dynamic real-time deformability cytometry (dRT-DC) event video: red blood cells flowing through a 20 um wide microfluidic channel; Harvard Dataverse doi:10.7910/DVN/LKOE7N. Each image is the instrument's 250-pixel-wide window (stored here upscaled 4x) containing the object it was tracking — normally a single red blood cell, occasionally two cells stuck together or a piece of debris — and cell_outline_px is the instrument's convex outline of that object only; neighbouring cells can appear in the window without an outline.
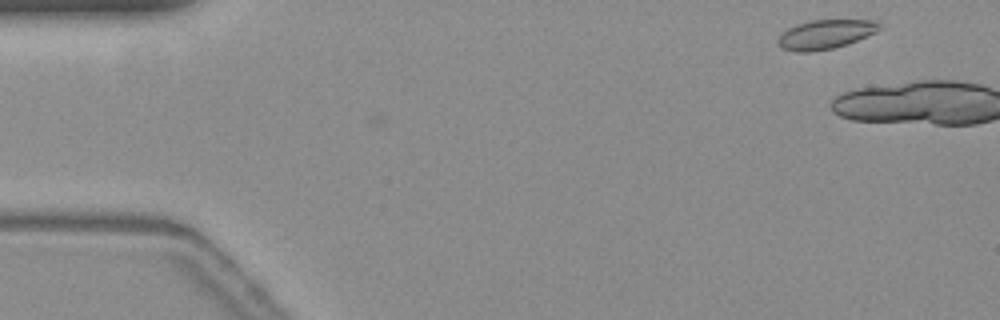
{"species": "common noctule bat (a hibernating species)", "species_latin": "Nyctalus noctula", "temperature_condition": "warm", "stored_images_in_passage": 6, "camera_frame_rate_fps": 3000, "um_per_image_px": 0.085, "animal": {"sex": "female", "body_mass_g": 19.3, "forearm_length_mm": 54.1}, "frame": {"image": 1, "passage_image": 4, "time_ms": 1.0, "image_size_px": [1000, 320], "cell_outline_px": [[884, 28], [876, 32], [848, 44], [832, 48], [812, 52], [796, 52], [780, 48], [776, 44], [776, 40], [788, 28], [796, 24], [812, 20], [880, 20]], "centroid_in_image_um": [70.19, 2.92], "position_along_channel_um": 14.8, "area_um2": 17.57}}